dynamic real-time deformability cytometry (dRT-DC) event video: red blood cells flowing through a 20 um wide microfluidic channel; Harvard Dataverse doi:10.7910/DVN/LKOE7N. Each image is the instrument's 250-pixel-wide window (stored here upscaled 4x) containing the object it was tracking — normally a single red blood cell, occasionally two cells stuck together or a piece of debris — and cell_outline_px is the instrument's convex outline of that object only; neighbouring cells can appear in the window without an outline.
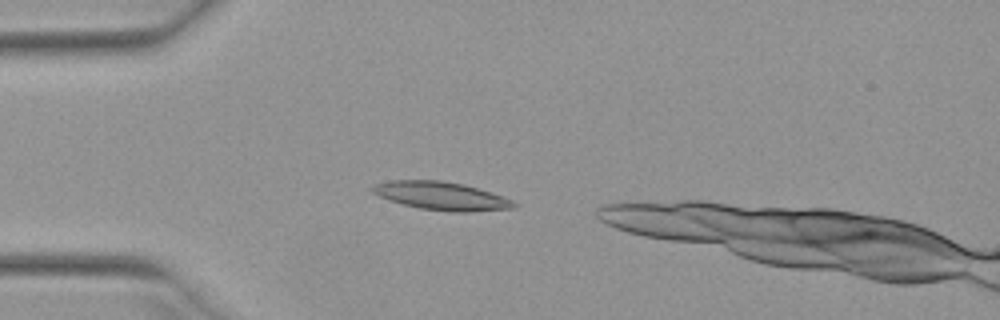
{"species": "Egyptian fruit bat (a non-hibernating species)", "species_latin": "Rousettus aegyptiacus", "temperature_condition": "warm", "stored_images_in_passage": 33, "camera_frame_rate_fps": 3000, "um_per_image_px": 0.085, "animal": {"sex": "female"}, "frame": {"image": 1, "passage_image": 4, "time_ms": 1.0, "image_size_px": [1000, 320], "cell_outline_px": [[516, 208], [468, 212], [452, 212], [420, 208], [388, 200], [372, 192], [368, 188], [372, 184], [392, 180], [440, 180], [464, 184], [512, 200], [516, 204]], "centroid_in_image_um": [37.45, 16.65], "position_along_channel_um": 47.5, "area_um2": 23.12}}
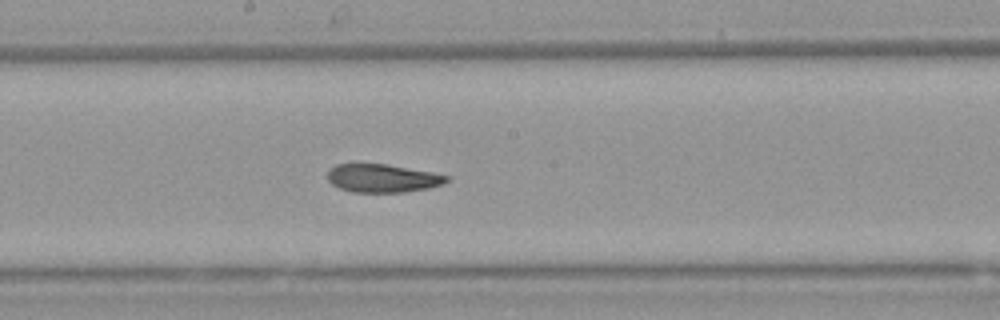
{"frame": {"image": 2, "passage_image": 18, "time_ms": 5.667, "image_size_px": [1000, 320], "cell_outline_px": [[448, 180], [444, 184], [428, 188], [404, 192], [352, 192], [340, 188], [332, 184], [328, 180], [328, 168], [336, 164], [388, 164], [432, 172], [448, 176]], "centroid_in_image_um": [32.5, 15.14], "position_along_channel_um": 215.7, "area_um2": 19.59}}
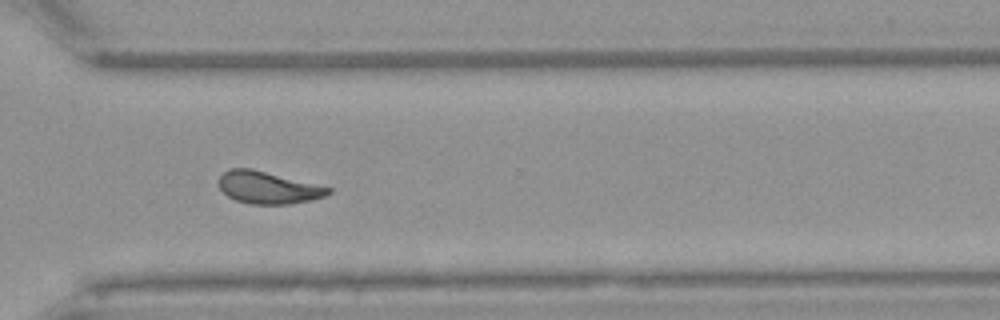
{"frame": {"image": 3, "passage_image": 28, "time_ms": 9.0, "image_size_px": [1000, 320], "cell_outline_px": [[332, 192], [324, 196], [312, 200], [288, 204], [252, 204], [236, 200], [228, 196], [220, 188], [220, 176], [228, 168], [252, 168], [332, 188]], "centroid_in_image_um": [22.8, 15.94], "position_along_channel_um": 347.8, "area_um2": 20.4}, "authors_computed_cell_mechanics": {"area_um2": 20.8658, "velocity_mm_per_s": 3.9636, "shape_relaxation_time_tau1_ms": null, "shape_relaxation_time_tau2_ms": 1.9462, "deformation_change_tau1": null, "deformation_change_tau2": 0.0905}}